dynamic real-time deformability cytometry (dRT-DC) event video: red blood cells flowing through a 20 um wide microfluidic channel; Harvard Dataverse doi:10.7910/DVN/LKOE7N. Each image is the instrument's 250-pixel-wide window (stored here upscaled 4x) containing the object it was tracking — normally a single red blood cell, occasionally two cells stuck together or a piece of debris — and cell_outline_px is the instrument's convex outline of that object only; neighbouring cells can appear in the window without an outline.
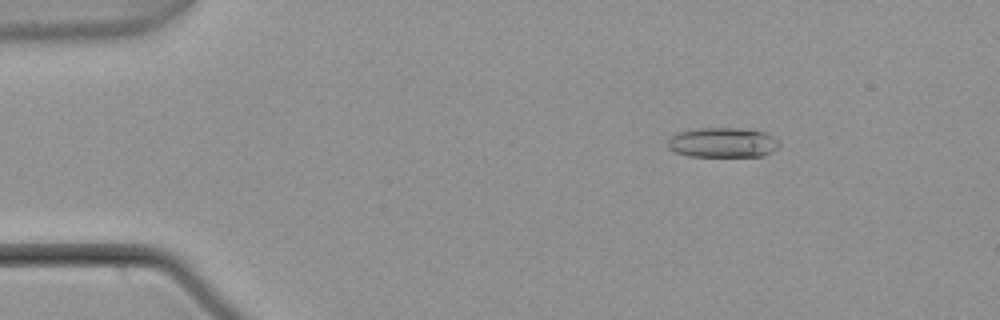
{"species": "common noctule bat (a hibernating species)", "species_latin": "Nyctalus noctula", "temperature_condition": "warm", "stored_images_in_passage": 3, "camera_frame_rate_fps": 3000, "um_per_image_px": 0.085, "animal": {"sex": "male", "body_mass_g": 21.5, "forearm_length_mm": 52.0}, "frame": {"image": 1, "passage_image": 1, "time_ms": 0.0, "image_size_px": [1000, 320], "cell_outline_px": [[780, 144], [772, 152], [764, 156], [688, 156], [676, 152], [668, 148], [668, 140], [676, 132], [700, 128], [740, 128], [764, 132], [772, 136]], "centroid_in_image_um": [61.42, 12.12], "position_along_channel_um": 23.6, "area_um2": 19.36}}